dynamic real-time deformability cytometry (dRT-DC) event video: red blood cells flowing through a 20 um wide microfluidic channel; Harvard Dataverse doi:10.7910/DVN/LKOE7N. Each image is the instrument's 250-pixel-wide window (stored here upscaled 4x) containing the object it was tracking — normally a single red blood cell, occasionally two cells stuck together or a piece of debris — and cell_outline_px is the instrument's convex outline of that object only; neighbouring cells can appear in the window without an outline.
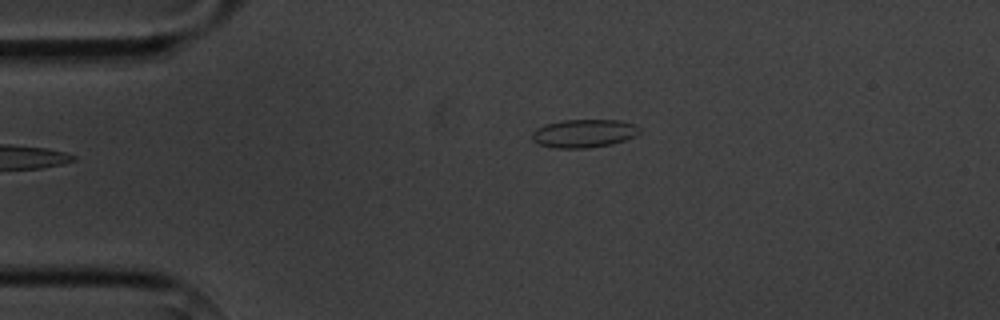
{"species": "common noctule bat (a hibernating species)", "species_latin": "Nyctalus noctula", "temperature_condition": "cold", "stored_images_in_passage": 5, "camera_frame_rate_fps": 3000, "um_per_image_px": 0.085, "animal": {"sex": "male", "body_mass_g": 20.1, "forearm_length_mm": 53.5}, "frame": {"image": 1, "passage_image": 5, "time_ms": 4.667, "image_size_px": [1000, 320], "cell_outline_px": [[640, 132], [636, 136], [612, 144], [588, 148], [556, 148], [536, 144], [532, 140], [532, 132], [536, 128], [544, 124], [564, 120], [620, 120], [632, 124], [640, 128]], "centroid_in_image_um": [49.6, 11.34], "position_along_channel_um": 35.4, "area_um2": 17.8}}